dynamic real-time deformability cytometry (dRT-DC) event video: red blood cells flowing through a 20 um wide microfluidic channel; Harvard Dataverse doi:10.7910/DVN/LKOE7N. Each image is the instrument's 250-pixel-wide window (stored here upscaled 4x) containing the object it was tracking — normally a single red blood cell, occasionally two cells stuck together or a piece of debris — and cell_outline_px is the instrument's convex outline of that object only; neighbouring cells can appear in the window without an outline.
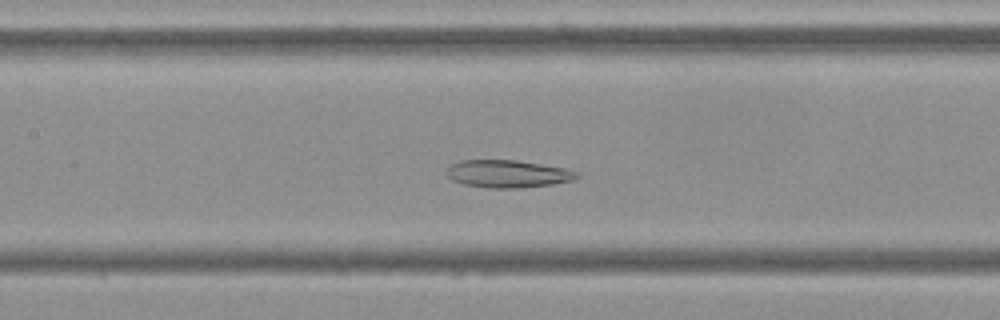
{"species": "Egyptian fruit bat (a non-hibernating species)", "species_latin": "Rousettus aegyptiacus", "temperature_condition": "cold", "stored_images_in_passage": 40, "camera_frame_rate_fps": 3000, "um_per_image_px": 0.085, "frame": {"image": 1, "passage_image": 10, "time_ms": 3.0, "image_size_px": [1000, 320], "cell_outline_px": [[580, 176], [572, 180], [552, 184], [520, 188], [488, 188], [464, 184], [452, 180], [444, 172], [452, 164], [460, 160], [516, 160], [568, 168], [576, 172]], "centroid_in_image_um": [43.15, 14.77], "position_along_channel_um": 164.2, "area_um2": 20.98}}
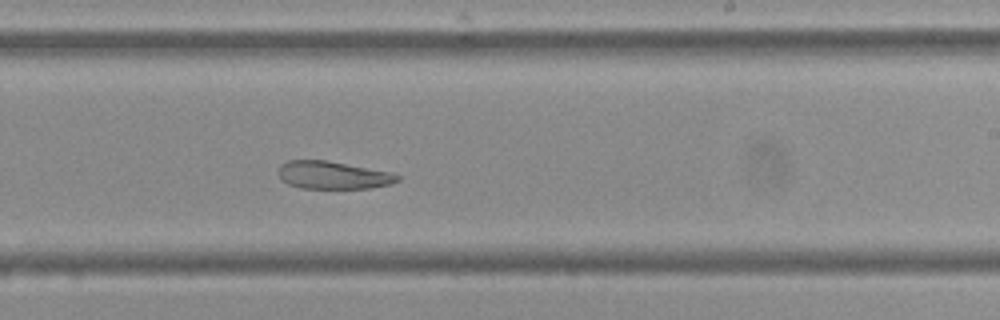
{"frame": {"image": 2, "passage_image": 18, "time_ms": 5.667, "image_size_px": [1000, 320], "cell_outline_px": [[400, 180], [392, 184], [372, 188], [300, 188], [288, 184], [280, 176], [280, 164], [288, 160], [328, 160], [392, 172], [400, 176]], "centroid_in_image_um": [28.36, 14.88], "position_along_channel_um": 260.6, "area_um2": 19.31}}
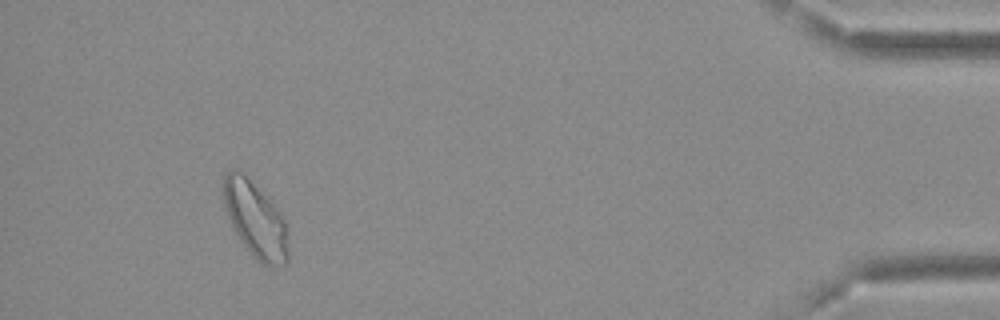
{"frame": {"image": 3, "passage_image": 36, "time_ms": 11.667, "image_size_px": [1000, 320], "cell_outline_px": [[288, 264], [260, 264], [244, 244], [232, 228], [224, 204], [224, 176], [232, 168], [236, 168], [244, 172], [280, 212], [288, 228]], "centroid_in_image_um": [21.72, 18.64], "position_along_channel_um": 413.5, "area_um2": 28.44}, "authors_computed_cell_mechanics": {"area_um2": 22.1663, "velocity_mm_per_s": 3.6286, "shape_relaxation_time_tau1_ms": null, "shape_relaxation_time_tau2_ms": 10.2305, "deformation_change_tau1": null, "deformation_change_tau2": 0.1716}}